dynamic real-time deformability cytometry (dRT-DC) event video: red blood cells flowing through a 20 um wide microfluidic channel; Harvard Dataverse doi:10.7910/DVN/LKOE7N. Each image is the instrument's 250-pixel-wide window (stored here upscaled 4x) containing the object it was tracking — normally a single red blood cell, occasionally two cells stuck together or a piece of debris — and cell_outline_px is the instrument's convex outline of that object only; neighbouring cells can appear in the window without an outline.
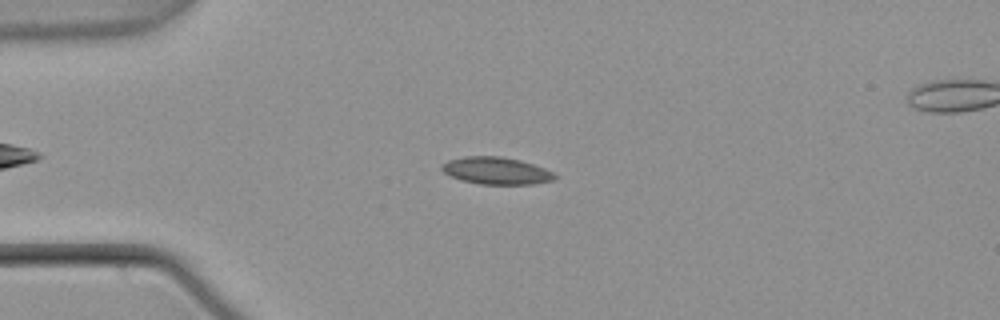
{"species": "common noctule bat (a hibernating species)", "species_latin": "Nyctalus noctula", "temperature_condition": "warm", "stored_images_in_passage": 55, "segment_of_instrument_passage": [1, 2], "camera_frame_rate_fps": 3000, "um_per_image_px": 0.085, "animal": {"sex": "male", "body_mass_g": 21.5, "forearm_length_mm": 52.0}, "frame": {"image": 1, "passage_image": 13, "time_ms": 4.0, "image_size_px": [1000, 320], "cell_outline_px": [[556, 176], [552, 180], [532, 184], [480, 184], [460, 180], [448, 176], [440, 168], [440, 164], [448, 160], [464, 156], [500, 156], [520, 160], [544, 168], [552, 172]], "centroid_in_image_um": [42.1, 14.51], "position_along_channel_um": 42.9, "area_um2": 17.92}}
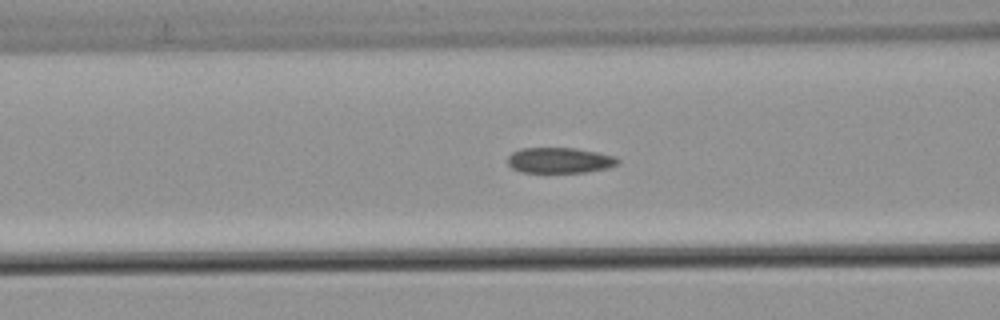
{"frame": {"image": 2, "passage_image": 21, "time_ms": 6.667, "image_size_px": [1000, 320], "cell_outline_px": [[620, 160], [616, 164], [608, 168], [588, 172], [520, 172], [512, 168], [508, 164], [508, 156], [512, 152], [520, 148], [576, 148], [616, 156]], "centroid_in_image_um": [47.56, 13.62], "position_along_channel_um": 119.0, "area_um2": 16.47}}
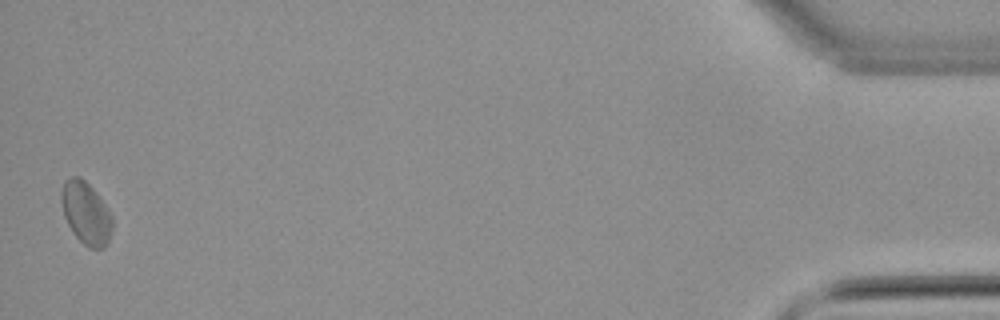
{"frame": {"image": 3, "passage_image": 53, "time_ms": 17.333, "image_size_px": [1000, 320], "cell_outline_px": [[112, 228], [108, 244], [104, 248], [88, 248], [72, 232], [64, 216], [60, 200], [60, 192], [64, 180], [72, 176], [80, 176], [92, 188], [112, 216]], "centroid_in_image_um": [7.28, 18.11], "position_along_channel_um": 427.9, "area_um2": 18.5}}